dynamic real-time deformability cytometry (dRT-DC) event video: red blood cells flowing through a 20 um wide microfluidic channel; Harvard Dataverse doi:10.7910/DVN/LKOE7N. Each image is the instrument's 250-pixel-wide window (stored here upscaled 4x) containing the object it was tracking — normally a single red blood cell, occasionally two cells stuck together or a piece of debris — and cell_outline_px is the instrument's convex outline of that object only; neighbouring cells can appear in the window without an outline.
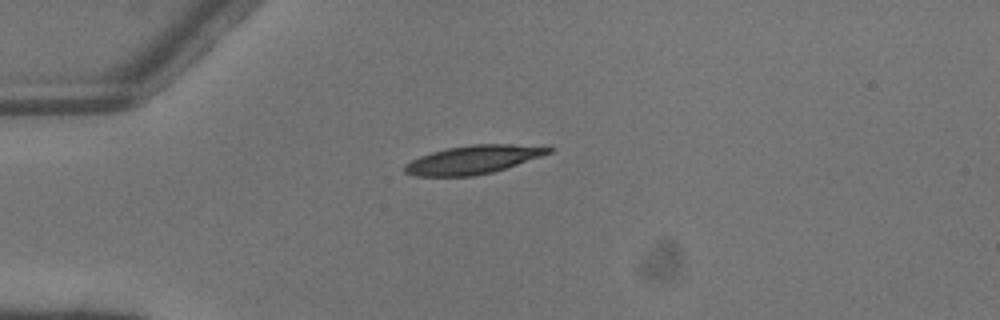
{"species": "common noctule bat (a hibernating species)", "species_latin": "Nyctalus noctula", "temperature_condition": "warm", "stored_images_in_passage": 1, "camera_frame_rate_fps": 3000, "um_per_image_px": 0.085, "animal": {"sex": "male", "body_mass_g": 13.3}, "frame": {"image": 1, "passage_image": 1, "time_ms": 0.0, "image_size_px": [1000, 320], "cell_outline_px": [[552, 152], [492, 172], [472, 176], [412, 176], [404, 172], [404, 164], [420, 156], [432, 152], [448, 148], [472, 144], [548, 144], [552, 148]], "centroid_in_image_um": [40.26, 13.55], "position_along_channel_um": 44.7, "area_um2": 23.93}}